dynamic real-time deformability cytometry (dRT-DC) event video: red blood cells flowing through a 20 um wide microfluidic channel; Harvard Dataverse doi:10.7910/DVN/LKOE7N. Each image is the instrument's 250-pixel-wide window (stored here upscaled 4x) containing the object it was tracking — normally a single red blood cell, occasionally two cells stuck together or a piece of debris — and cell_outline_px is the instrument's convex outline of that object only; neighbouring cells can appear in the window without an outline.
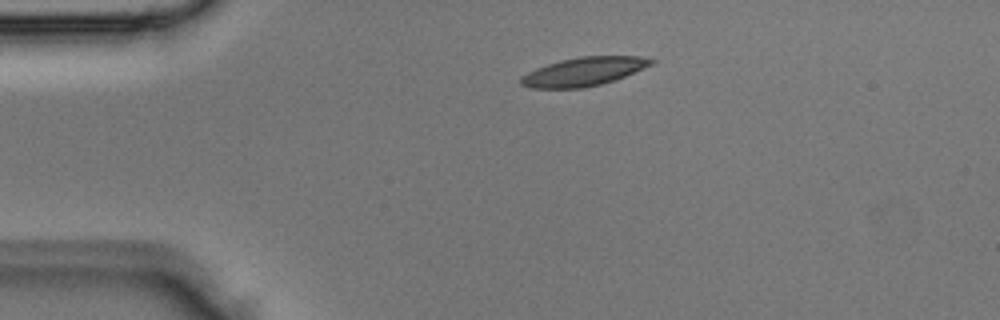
{"species": "Egyptian fruit bat (a non-hibernating species)", "species_latin": "Rousettus aegyptiacus", "temperature_condition": "room temperature", "stored_images_in_passage": 2, "camera_frame_rate_fps": 3000, "um_per_image_px": 0.085, "animal": {"sex": "male"}, "frame": {"image": 1, "passage_image": 1, "time_ms": 0.0, "image_size_px": [1000, 320], "cell_outline_px": [[656, 60], [652, 64], [624, 76], [600, 84], [584, 88], [532, 88], [520, 84], [520, 76], [536, 68], [560, 60], [580, 56], [640, 56]], "centroid_in_image_um": [49.58, 6.08], "position_along_channel_um": 35.4, "area_um2": 21.5}}